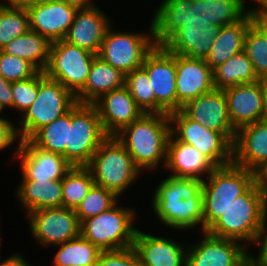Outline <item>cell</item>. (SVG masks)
Instances as JSON below:
<instances>
[{
  "mask_svg": "<svg viewBox=\"0 0 267 266\" xmlns=\"http://www.w3.org/2000/svg\"><path fill=\"white\" fill-rule=\"evenodd\" d=\"M190 119L206 128L223 134L232 144L236 130L233 128L224 90L214 89L211 92L188 101L181 109Z\"/></svg>",
  "mask_w": 267,
  "mask_h": 266,
  "instance_id": "e0dca14e",
  "label": "cell"
},
{
  "mask_svg": "<svg viewBox=\"0 0 267 266\" xmlns=\"http://www.w3.org/2000/svg\"><path fill=\"white\" fill-rule=\"evenodd\" d=\"M93 105L107 136H115L143 114L125 85L102 95Z\"/></svg>",
  "mask_w": 267,
  "mask_h": 266,
  "instance_id": "ffe728a7",
  "label": "cell"
},
{
  "mask_svg": "<svg viewBox=\"0 0 267 266\" xmlns=\"http://www.w3.org/2000/svg\"><path fill=\"white\" fill-rule=\"evenodd\" d=\"M260 11L267 16V10H260Z\"/></svg>",
  "mask_w": 267,
  "mask_h": 266,
  "instance_id": "f5cc1de1",
  "label": "cell"
},
{
  "mask_svg": "<svg viewBox=\"0 0 267 266\" xmlns=\"http://www.w3.org/2000/svg\"><path fill=\"white\" fill-rule=\"evenodd\" d=\"M206 179L202 184L203 232L256 181V173L231 163L215 167Z\"/></svg>",
  "mask_w": 267,
  "mask_h": 266,
  "instance_id": "5b68a950",
  "label": "cell"
},
{
  "mask_svg": "<svg viewBox=\"0 0 267 266\" xmlns=\"http://www.w3.org/2000/svg\"><path fill=\"white\" fill-rule=\"evenodd\" d=\"M110 22L97 6L78 9L64 40L98 55Z\"/></svg>",
  "mask_w": 267,
  "mask_h": 266,
  "instance_id": "603a6c76",
  "label": "cell"
},
{
  "mask_svg": "<svg viewBox=\"0 0 267 266\" xmlns=\"http://www.w3.org/2000/svg\"><path fill=\"white\" fill-rule=\"evenodd\" d=\"M265 119H267V78L263 79Z\"/></svg>",
  "mask_w": 267,
  "mask_h": 266,
  "instance_id": "f907efd6",
  "label": "cell"
},
{
  "mask_svg": "<svg viewBox=\"0 0 267 266\" xmlns=\"http://www.w3.org/2000/svg\"><path fill=\"white\" fill-rule=\"evenodd\" d=\"M134 210L118 207L117 202L108 210L81 222L80 235L101 251L132 247L137 228H134Z\"/></svg>",
  "mask_w": 267,
  "mask_h": 266,
  "instance_id": "ba28073f",
  "label": "cell"
},
{
  "mask_svg": "<svg viewBox=\"0 0 267 266\" xmlns=\"http://www.w3.org/2000/svg\"><path fill=\"white\" fill-rule=\"evenodd\" d=\"M260 7V8H259ZM259 10H267V0H262L258 6Z\"/></svg>",
  "mask_w": 267,
  "mask_h": 266,
  "instance_id": "816d5d0a",
  "label": "cell"
},
{
  "mask_svg": "<svg viewBox=\"0 0 267 266\" xmlns=\"http://www.w3.org/2000/svg\"><path fill=\"white\" fill-rule=\"evenodd\" d=\"M38 94V73L29 79L12 82L13 108L24 112L31 106Z\"/></svg>",
  "mask_w": 267,
  "mask_h": 266,
  "instance_id": "ab89813d",
  "label": "cell"
},
{
  "mask_svg": "<svg viewBox=\"0 0 267 266\" xmlns=\"http://www.w3.org/2000/svg\"><path fill=\"white\" fill-rule=\"evenodd\" d=\"M51 42L36 31L29 30L7 43L1 50L32 63L44 72L49 62Z\"/></svg>",
  "mask_w": 267,
  "mask_h": 266,
  "instance_id": "f1b7e54d",
  "label": "cell"
},
{
  "mask_svg": "<svg viewBox=\"0 0 267 266\" xmlns=\"http://www.w3.org/2000/svg\"><path fill=\"white\" fill-rule=\"evenodd\" d=\"M0 107L4 111L5 107L13 108L12 82L7 81L0 75Z\"/></svg>",
  "mask_w": 267,
  "mask_h": 266,
  "instance_id": "ee69618b",
  "label": "cell"
},
{
  "mask_svg": "<svg viewBox=\"0 0 267 266\" xmlns=\"http://www.w3.org/2000/svg\"><path fill=\"white\" fill-rule=\"evenodd\" d=\"M96 266H141V262L132 246L121 250L102 251Z\"/></svg>",
  "mask_w": 267,
  "mask_h": 266,
  "instance_id": "60d3db41",
  "label": "cell"
},
{
  "mask_svg": "<svg viewBox=\"0 0 267 266\" xmlns=\"http://www.w3.org/2000/svg\"><path fill=\"white\" fill-rule=\"evenodd\" d=\"M267 214L262 220V224L256 233L253 245L255 243L260 246L258 256L256 258L248 253V266H267ZM258 257V258H257Z\"/></svg>",
  "mask_w": 267,
  "mask_h": 266,
  "instance_id": "b9f144b4",
  "label": "cell"
},
{
  "mask_svg": "<svg viewBox=\"0 0 267 266\" xmlns=\"http://www.w3.org/2000/svg\"><path fill=\"white\" fill-rule=\"evenodd\" d=\"M261 80L245 51L230 57L225 63L213 69L215 89L224 90L238 84Z\"/></svg>",
  "mask_w": 267,
  "mask_h": 266,
  "instance_id": "f546056e",
  "label": "cell"
},
{
  "mask_svg": "<svg viewBox=\"0 0 267 266\" xmlns=\"http://www.w3.org/2000/svg\"><path fill=\"white\" fill-rule=\"evenodd\" d=\"M142 67L147 71L156 98V113L177 111L176 54L163 45H155L145 56Z\"/></svg>",
  "mask_w": 267,
  "mask_h": 266,
  "instance_id": "4fadbf2b",
  "label": "cell"
},
{
  "mask_svg": "<svg viewBox=\"0 0 267 266\" xmlns=\"http://www.w3.org/2000/svg\"><path fill=\"white\" fill-rule=\"evenodd\" d=\"M244 0H200V15L219 28L241 20L250 9ZM246 10V11H245Z\"/></svg>",
  "mask_w": 267,
  "mask_h": 266,
  "instance_id": "d6a6232c",
  "label": "cell"
},
{
  "mask_svg": "<svg viewBox=\"0 0 267 266\" xmlns=\"http://www.w3.org/2000/svg\"><path fill=\"white\" fill-rule=\"evenodd\" d=\"M203 233L202 241L187 247L186 266H248L246 245Z\"/></svg>",
  "mask_w": 267,
  "mask_h": 266,
  "instance_id": "9a60e30c",
  "label": "cell"
},
{
  "mask_svg": "<svg viewBox=\"0 0 267 266\" xmlns=\"http://www.w3.org/2000/svg\"><path fill=\"white\" fill-rule=\"evenodd\" d=\"M267 205L256 180L242 195L238 196L226 212L206 232L218 238L251 242L255 239Z\"/></svg>",
  "mask_w": 267,
  "mask_h": 266,
  "instance_id": "277c9868",
  "label": "cell"
},
{
  "mask_svg": "<svg viewBox=\"0 0 267 266\" xmlns=\"http://www.w3.org/2000/svg\"><path fill=\"white\" fill-rule=\"evenodd\" d=\"M39 70L30 62L0 50V75L9 82L34 77Z\"/></svg>",
  "mask_w": 267,
  "mask_h": 266,
  "instance_id": "f35d334b",
  "label": "cell"
},
{
  "mask_svg": "<svg viewBox=\"0 0 267 266\" xmlns=\"http://www.w3.org/2000/svg\"><path fill=\"white\" fill-rule=\"evenodd\" d=\"M106 137L96 107L77 103L71 109L66 160L72 167L87 166Z\"/></svg>",
  "mask_w": 267,
  "mask_h": 266,
  "instance_id": "9c48e42d",
  "label": "cell"
},
{
  "mask_svg": "<svg viewBox=\"0 0 267 266\" xmlns=\"http://www.w3.org/2000/svg\"><path fill=\"white\" fill-rule=\"evenodd\" d=\"M152 25L155 45L197 59H206L220 31L200 15V0H164Z\"/></svg>",
  "mask_w": 267,
  "mask_h": 266,
  "instance_id": "6da1fadb",
  "label": "cell"
},
{
  "mask_svg": "<svg viewBox=\"0 0 267 266\" xmlns=\"http://www.w3.org/2000/svg\"><path fill=\"white\" fill-rule=\"evenodd\" d=\"M203 180L170 175L158 184L153 212L166 227L188 230L201 224L203 232Z\"/></svg>",
  "mask_w": 267,
  "mask_h": 266,
  "instance_id": "7a4b0ae2",
  "label": "cell"
},
{
  "mask_svg": "<svg viewBox=\"0 0 267 266\" xmlns=\"http://www.w3.org/2000/svg\"><path fill=\"white\" fill-rule=\"evenodd\" d=\"M76 6L64 0H46L27 8L30 29L46 37L51 43L64 40L71 27Z\"/></svg>",
  "mask_w": 267,
  "mask_h": 266,
  "instance_id": "d6986e66",
  "label": "cell"
},
{
  "mask_svg": "<svg viewBox=\"0 0 267 266\" xmlns=\"http://www.w3.org/2000/svg\"><path fill=\"white\" fill-rule=\"evenodd\" d=\"M30 30L26 8H15L0 2V50L16 37Z\"/></svg>",
  "mask_w": 267,
  "mask_h": 266,
  "instance_id": "e575fe53",
  "label": "cell"
},
{
  "mask_svg": "<svg viewBox=\"0 0 267 266\" xmlns=\"http://www.w3.org/2000/svg\"><path fill=\"white\" fill-rule=\"evenodd\" d=\"M254 23L266 34L267 38V16L258 8L254 9Z\"/></svg>",
  "mask_w": 267,
  "mask_h": 266,
  "instance_id": "c3c4849f",
  "label": "cell"
},
{
  "mask_svg": "<svg viewBox=\"0 0 267 266\" xmlns=\"http://www.w3.org/2000/svg\"><path fill=\"white\" fill-rule=\"evenodd\" d=\"M68 4L76 6L78 9L81 8H90L96 6L92 1L93 0H64Z\"/></svg>",
  "mask_w": 267,
  "mask_h": 266,
  "instance_id": "681fc988",
  "label": "cell"
},
{
  "mask_svg": "<svg viewBox=\"0 0 267 266\" xmlns=\"http://www.w3.org/2000/svg\"><path fill=\"white\" fill-rule=\"evenodd\" d=\"M171 135L168 114L143 113L115 137L124 145L134 164L142 171L166 164L167 145Z\"/></svg>",
  "mask_w": 267,
  "mask_h": 266,
  "instance_id": "3957f363",
  "label": "cell"
},
{
  "mask_svg": "<svg viewBox=\"0 0 267 266\" xmlns=\"http://www.w3.org/2000/svg\"><path fill=\"white\" fill-rule=\"evenodd\" d=\"M233 128L265 119L263 79L224 89Z\"/></svg>",
  "mask_w": 267,
  "mask_h": 266,
  "instance_id": "ac0fdd59",
  "label": "cell"
},
{
  "mask_svg": "<svg viewBox=\"0 0 267 266\" xmlns=\"http://www.w3.org/2000/svg\"><path fill=\"white\" fill-rule=\"evenodd\" d=\"M125 85V74L96 56L85 86L75 95L77 103L93 104L102 95Z\"/></svg>",
  "mask_w": 267,
  "mask_h": 266,
  "instance_id": "4316f807",
  "label": "cell"
},
{
  "mask_svg": "<svg viewBox=\"0 0 267 266\" xmlns=\"http://www.w3.org/2000/svg\"><path fill=\"white\" fill-rule=\"evenodd\" d=\"M71 110L50 124L40 128L29 140L37 147L63 155L66 159Z\"/></svg>",
  "mask_w": 267,
  "mask_h": 266,
  "instance_id": "1f68e13d",
  "label": "cell"
},
{
  "mask_svg": "<svg viewBox=\"0 0 267 266\" xmlns=\"http://www.w3.org/2000/svg\"><path fill=\"white\" fill-rule=\"evenodd\" d=\"M150 25L149 34L115 32L109 27L97 56L125 75L141 67L155 46L152 22Z\"/></svg>",
  "mask_w": 267,
  "mask_h": 266,
  "instance_id": "7c38bea8",
  "label": "cell"
},
{
  "mask_svg": "<svg viewBox=\"0 0 267 266\" xmlns=\"http://www.w3.org/2000/svg\"><path fill=\"white\" fill-rule=\"evenodd\" d=\"M214 89L213 70L205 59L176 54L177 111L188 101Z\"/></svg>",
  "mask_w": 267,
  "mask_h": 266,
  "instance_id": "44dd1931",
  "label": "cell"
},
{
  "mask_svg": "<svg viewBox=\"0 0 267 266\" xmlns=\"http://www.w3.org/2000/svg\"><path fill=\"white\" fill-rule=\"evenodd\" d=\"M168 115L176 140L195 147L216 167L233 163V144L223 134L190 119L181 109Z\"/></svg>",
  "mask_w": 267,
  "mask_h": 266,
  "instance_id": "30bf717a",
  "label": "cell"
},
{
  "mask_svg": "<svg viewBox=\"0 0 267 266\" xmlns=\"http://www.w3.org/2000/svg\"><path fill=\"white\" fill-rule=\"evenodd\" d=\"M17 138L20 142V136L14 123L9 119L0 117V150L12 146Z\"/></svg>",
  "mask_w": 267,
  "mask_h": 266,
  "instance_id": "7bdbcfd3",
  "label": "cell"
},
{
  "mask_svg": "<svg viewBox=\"0 0 267 266\" xmlns=\"http://www.w3.org/2000/svg\"><path fill=\"white\" fill-rule=\"evenodd\" d=\"M165 237L146 234L137 229L133 248L141 266H186L187 248Z\"/></svg>",
  "mask_w": 267,
  "mask_h": 266,
  "instance_id": "cb8c5ba5",
  "label": "cell"
},
{
  "mask_svg": "<svg viewBox=\"0 0 267 266\" xmlns=\"http://www.w3.org/2000/svg\"><path fill=\"white\" fill-rule=\"evenodd\" d=\"M33 237L42 246L60 245L80 236V221L65 207L35 210L27 215Z\"/></svg>",
  "mask_w": 267,
  "mask_h": 266,
  "instance_id": "5bb4252c",
  "label": "cell"
},
{
  "mask_svg": "<svg viewBox=\"0 0 267 266\" xmlns=\"http://www.w3.org/2000/svg\"><path fill=\"white\" fill-rule=\"evenodd\" d=\"M262 0H255V2L259 5Z\"/></svg>",
  "mask_w": 267,
  "mask_h": 266,
  "instance_id": "db71d44e",
  "label": "cell"
},
{
  "mask_svg": "<svg viewBox=\"0 0 267 266\" xmlns=\"http://www.w3.org/2000/svg\"><path fill=\"white\" fill-rule=\"evenodd\" d=\"M76 104V97L69 89L39 71L37 97L22 114L17 127L20 140H29L40 128L63 116Z\"/></svg>",
  "mask_w": 267,
  "mask_h": 266,
  "instance_id": "52a82bcc",
  "label": "cell"
},
{
  "mask_svg": "<svg viewBox=\"0 0 267 266\" xmlns=\"http://www.w3.org/2000/svg\"><path fill=\"white\" fill-rule=\"evenodd\" d=\"M86 167L92 173L94 185L112 191L117 197L141 173L129 152L115 136H107L101 142Z\"/></svg>",
  "mask_w": 267,
  "mask_h": 266,
  "instance_id": "8992f818",
  "label": "cell"
},
{
  "mask_svg": "<svg viewBox=\"0 0 267 266\" xmlns=\"http://www.w3.org/2000/svg\"><path fill=\"white\" fill-rule=\"evenodd\" d=\"M45 1L46 0H7V6L27 9L30 6L37 5Z\"/></svg>",
  "mask_w": 267,
  "mask_h": 266,
  "instance_id": "7dc6e473",
  "label": "cell"
},
{
  "mask_svg": "<svg viewBox=\"0 0 267 266\" xmlns=\"http://www.w3.org/2000/svg\"><path fill=\"white\" fill-rule=\"evenodd\" d=\"M22 255L14 254L0 263V266H32Z\"/></svg>",
  "mask_w": 267,
  "mask_h": 266,
  "instance_id": "f6af8a7d",
  "label": "cell"
},
{
  "mask_svg": "<svg viewBox=\"0 0 267 266\" xmlns=\"http://www.w3.org/2000/svg\"><path fill=\"white\" fill-rule=\"evenodd\" d=\"M93 185L92 173L86 166L72 167L62 179L63 207L76 210Z\"/></svg>",
  "mask_w": 267,
  "mask_h": 266,
  "instance_id": "836d02e7",
  "label": "cell"
},
{
  "mask_svg": "<svg viewBox=\"0 0 267 266\" xmlns=\"http://www.w3.org/2000/svg\"><path fill=\"white\" fill-rule=\"evenodd\" d=\"M166 168L176 177H192L204 180L216 167L195 147L181 143L170 135L167 145Z\"/></svg>",
  "mask_w": 267,
  "mask_h": 266,
  "instance_id": "d4e9b609",
  "label": "cell"
},
{
  "mask_svg": "<svg viewBox=\"0 0 267 266\" xmlns=\"http://www.w3.org/2000/svg\"><path fill=\"white\" fill-rule=\"evenodd\" d=\"M244 51L251 60L257 76L261 80L267 78V38L255 23L246 33Z\"/></svg>",
  "mask_w": 267,
  "mask_h": 266,
  "instance_id": "8d00e7d4",
  "label": "cell"
},
{
  "mask_svg": "<svg viewBox=\"0 0 267 266\" xmlns=\"http://www.w3.org/2000/svg\"><path fill=\"white\" fill-rule=\"evenodd\" d=\"M125 86L143 113H156L155 94L142 66L125 75Z\"/></svg>",
  "mask_w": 267,
  "mask_h": 266,
  "instance_id": "d590c367",
  "label": "cell"
},
{
  "mask_svg": "<svg viewBox=\"0 0 267 266\" xmlns=\"http://www.w3.org/2000/svg\"><path fill=\"white\" fill-rule=\"evenodd\" d=\"M14 159L20 158L22 181L62 180L72 165L63 155L35 146L30 140H21Z\"/></svg>",
  "mask_w": 267,
  "mask_h": 266,
  "instance_id": "2e32d148",
  "label": "cell"
},
{
  "mask_svg": "<svg viewBox=\"0 0 267 266\" xmlns=\"http://www.w3.org/2000/svg\"><path fill=\"white\" fill-rule=\"evenodd\" d=\"M256 180L259 183L261 192L267 205V167H263L257 174Z\"/></svg>",
  "mask_w": 267,
  "mask_h": 266,
  "instance_id": "bcb514c9",
  "label": "cell"
},
{
  "mask_svg": "<svg viewBox=\"0 0 267 266\" xmlns=\"http://www.w3.org/2000/svg\"><path fill=\"white\" fill-rule=\"evenodd\" d=\"M62 192V180L22 181L17 197L28 215L35 210L63 207Z\"/></svg>",
  "mask_w": 267,
  "mask_h": 266,
  "instance_id": "83f0119b",
  "label": "cell"
},
{
  "mask_svg": "<svg viewBox=\"0 0 267 266\" xmlns=\"http://www.w3.org/2000/svg\"><path fill=\"white\" fill-rule=\"evenodd\" d=\"M97 55L59 40L51 43L49 62L44 74L59 81L76 95L86 84L92 62Z\"/></svg>",
  "mask_w": 267,
  "mask_h": 266,
  "instance_id": "8fae6325",
  "label": "cell"
},
{
  "mask_svg": "<svg viewBox=\"0 0 267 266\" xmlns=\"http://www.w3.org/2000/svg\"><path fill=\"white\" fill-rule=\"evenodd\" d=\"M254 23V9L238 22L220 28L218 36L213 40L205 62L213 70L225 63L230 57L244 51L245 36L248 28Z\"/></svg>",
  "mask_w": 267,
  "mask_h": 266,
  "instance_id": "484cf974",
  "label": "cell"
},
{
  "mask_svg": "<svg viewBox=\"0 0 267 266\" xmlns=\"http://www.w3.org/2000/svg\"><path fill=\"white\" fill-rule=\"evenodd\" d=\"M58 246L53 266H96L102 252L81 235Z\"/></svg>",
  "mask_w": 267,
  "mask_h": 266,
  "instance_id": "4dcf8cb0",
  "label": "cell"
},
{
  "mask_svg": "<svg viewBox=\"0 0 267 266\" xmlns=\"http://www.w3.org/2000/svg\"><path fill=\"white\" fill-rule=\"evenodd\" d=\"M117 199L118 197L112 191L93 185L75 210L80 223L110 209L117 202Z\"/></svg>",
  "mask_w": 267,
  "mask_h": 266,
  "instance_id": "74e56055",
  "label": "cell"
},
{
  "mask_svg": "<svg viewBox=\"0 0 267 266\" xmlns=\"http://www.w3.org/2000/svg\"><path fill=\"white\" fill-rule=\"evenodd\" d=\"M233 163L256 174L267 166V119L245 125L236 131Z\"/></svg>",
  "mask_w": 267,
  "mask_h": 266,
  "instance_id": "7402d4cb",
  "label": "cell"
}]
</instances>
